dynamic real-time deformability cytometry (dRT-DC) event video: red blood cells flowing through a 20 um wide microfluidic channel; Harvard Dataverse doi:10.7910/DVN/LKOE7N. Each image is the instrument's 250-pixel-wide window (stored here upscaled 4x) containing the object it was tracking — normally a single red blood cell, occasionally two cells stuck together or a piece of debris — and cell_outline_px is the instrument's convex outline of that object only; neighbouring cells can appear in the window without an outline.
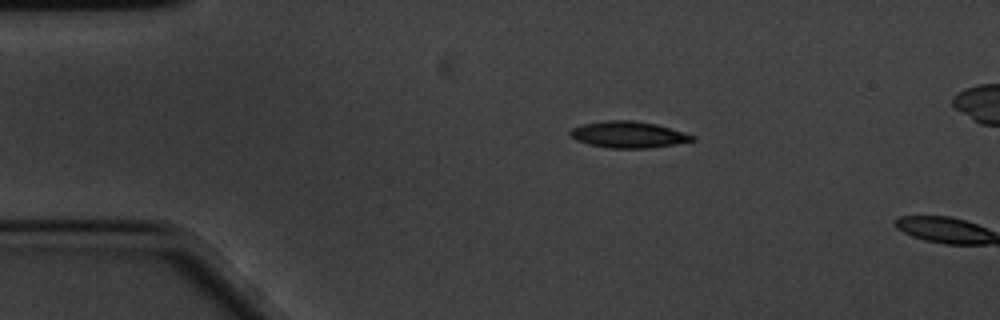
{"species": "common noctule bat (a hibernating species)", "species_latin": "Nyctalus noctula", "temperature_condition": "cold", "stored_images_in_passage": 3, "camera_frame_rate_fps": 3000, "um_per_image_px": 0.085, "animal": {"sex": "male", "body_mass_g": 20.1, "forearm_length_mm": 53.5}, "frame": {"image": 1, "passage_image": 1, "time_ms": 0.0, "image_size_px": [1000, 320], "cell_outline_px": [[696, 140], [648, 148], [612, 148], [588, 144], [576, 140], [568, 132], [572, 128], [580, 124], [604, 120], [632, 120], [656, 124], [696, 136]], "centroid_in_image_um": [53.37, 11.43], "position_along_channel_um": 31.6, "area_um2": 18.73}}